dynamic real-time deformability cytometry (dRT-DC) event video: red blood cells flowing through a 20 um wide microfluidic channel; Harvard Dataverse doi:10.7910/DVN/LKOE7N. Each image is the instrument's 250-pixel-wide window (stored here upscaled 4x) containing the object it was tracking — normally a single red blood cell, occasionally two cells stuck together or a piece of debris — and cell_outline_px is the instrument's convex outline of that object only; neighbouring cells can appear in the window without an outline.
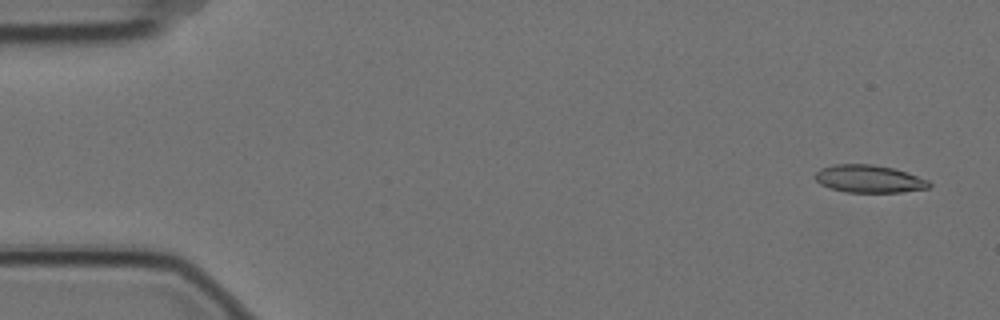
{"species": "Egyptian fruit bat (a non-hibernating species)", "species_latin": "Rousettus aegyptiacus", "temperature_condition": "cold", "stored_images_in_passage": 4, "camera_frame_rate_fps": 3000, "um_per_image_px": 0.085, "animal": {"sex": "female"}, "frame": {"image": 1, "passage_image": 1, "time_ms": 0.0, "image_size_px": [1000, 320], "cell_outline_px": [[932, 184], [928, 188], [900, 192], [844, 192], [828, 188], [820, 184], [816, 180], [816, 172], [820, 168], [836, 164], [872, 164], [892, 168], [928, 180]], "centroid_in_image_um": [73.83, 15.21], "position_along_channel_um": 11.2, "area_um2": 18.21}}